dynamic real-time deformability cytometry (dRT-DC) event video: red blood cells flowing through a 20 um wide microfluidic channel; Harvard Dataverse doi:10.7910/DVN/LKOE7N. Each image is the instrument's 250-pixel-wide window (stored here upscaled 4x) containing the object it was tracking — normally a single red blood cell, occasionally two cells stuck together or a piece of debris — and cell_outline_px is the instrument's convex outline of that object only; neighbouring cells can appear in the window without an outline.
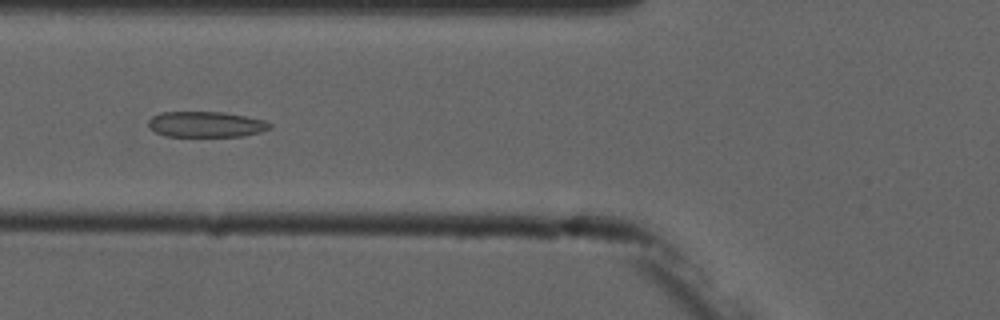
{"species": "common noctule bat (a hibernating species)", "species_latin": "Nyctalus noctula", "temperature_condition": "cold", "stored_images_in_passage": 6, "camera_frame_rate_fps": 3000, "um_per_image_px": 0.085, "animal": {"sex": "male", "forearm_length_mm": 52.5}, "frame": {"image": 1, "passage_image": 6, "time_ms": 5.667, "image_size_px": [1000, 320], "cell_outline_px": [[272, 128], [260, 132], [244, 136], [164, 136], [156, 132], [148, 124], [148, 120], [152, 116], [160, 112], [224, 112], [264, 120], [272, 124]], "centroid_in_image_um": [17.52, 10.57], "position_along_channel_um": 108.3, "area_um2": 18.15}}